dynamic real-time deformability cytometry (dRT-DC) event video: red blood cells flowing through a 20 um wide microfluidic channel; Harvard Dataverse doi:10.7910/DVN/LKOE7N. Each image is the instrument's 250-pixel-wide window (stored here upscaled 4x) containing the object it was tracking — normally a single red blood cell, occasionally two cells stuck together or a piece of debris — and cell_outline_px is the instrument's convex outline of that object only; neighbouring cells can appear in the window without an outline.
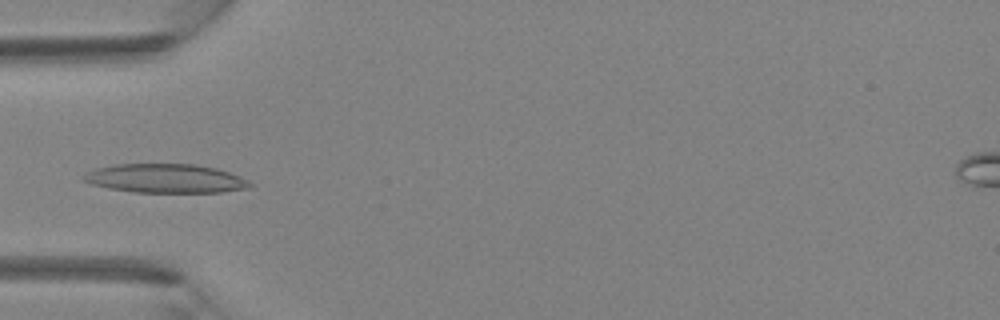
{"species": "Egyptian fruit bat (a non-hibernating species)", "species_latin": "Rousettus aegyptiacus", "temperature_condition": "room temperature", "stored_images_in_passage": 6, "camera_frame_rate_fps": 3000, "um_per_image_px": 0.085, "animal": {"sex": "female"}, "frame": {"image": 1, "passage_image": 5, "time_ms": 1.333, "image_size_px": [1000, 320], "cell_outline_px": [[252, 188], [220, 192], [136, 192], [108, 188], [92, 184], [84, 180], [84, 172], [96, 168], [116, 164], [196, 164], [216, 168], [240, 176], [248, 180], [252, 184]], "centroid_in_image_um": [14.09, 15.16], "position_along_channel_um": 70.9, "area_um2": 28.03}}
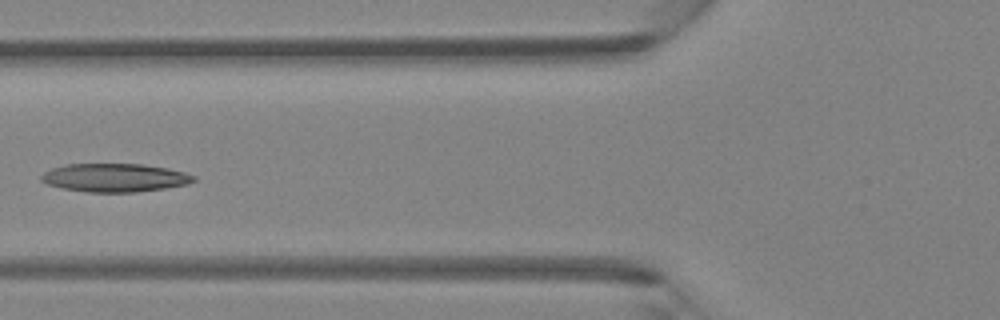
{"frame": {"image": 2, "passage_image": 6, "time_ms": 1.667, "image_size_px": [1000, 320], "cell_outline_px": [[196, 180], [188, 184], [164, 188], [136, 192], [88, 192], [64, 188], [48, 184], [40, 180], [40, 176], [44, 172], [52, 168], [64, 164], [140, 164], [168, 168], [184, 172], [196, 176]], "centroid_in_image_um": [9.76, 15.1], "position_along_channel_um": 116.0, "area_um2": 25.14}}